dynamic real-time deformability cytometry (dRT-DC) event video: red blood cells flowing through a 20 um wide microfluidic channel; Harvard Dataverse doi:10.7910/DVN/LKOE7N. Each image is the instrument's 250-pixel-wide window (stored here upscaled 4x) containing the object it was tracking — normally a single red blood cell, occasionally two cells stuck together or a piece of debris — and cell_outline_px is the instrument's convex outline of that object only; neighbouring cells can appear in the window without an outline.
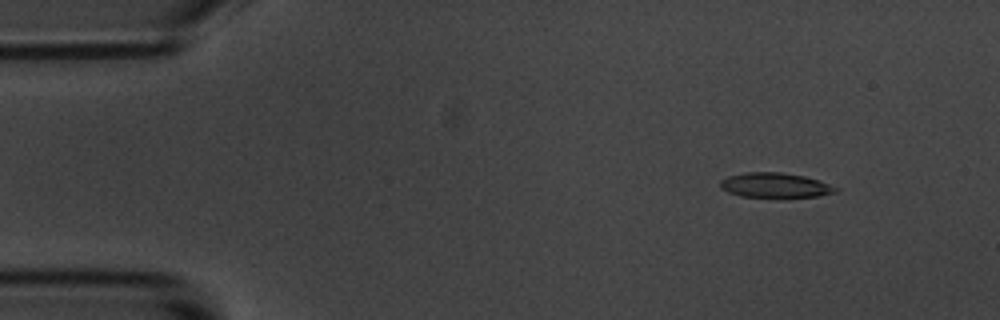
{"species": "common noctule bat (a hibernating species)", "species_latin": "Nyctalus noctula", "temperature_condition": "room temperature", "stored_images_in_passage": 4, "segment_of_instrument_passage": [1, 2], "camera_frame_rate_fps": 3000, "um_per_image_px": 0.085, "animal": {"sex": "male", "body_mass_g": 20.1, "forearm_length_mm": 53.5}, "frame": {"image": 1, "passage_image": 1, "time_ms": 0.0, "image_size_px": [1000, 320], "cell_outline_px": [[840, 188], [836, 192], [820, 196], [784, 200], [740, 196], [728, 192], [720, 188], [720, 180], [728, 176], [744, 172], [780, 172], [804, 176], [820, 180]], "centroid_in_image_um": [65.92, 15.79], "position_along_channel_um": 19.1, "area_um2": 17.69}}
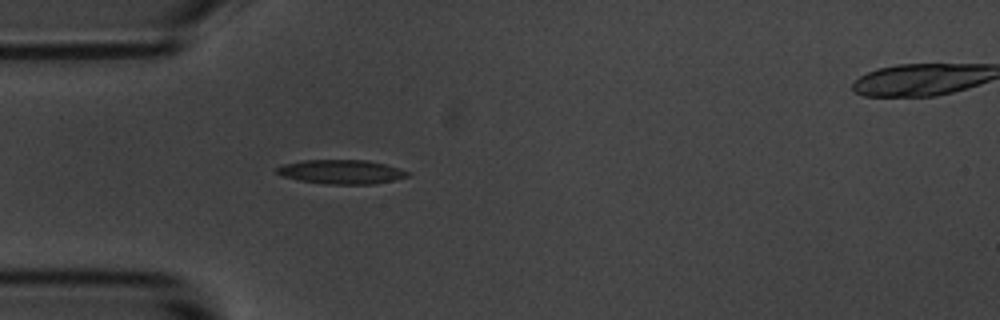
{"frame": {"image": 2, "passage_image": 3, "time_ms": 3.333, "image_size_px": [1000, 320], "cell_outline_px": [[412, 172], [408, 176], [392, 180], [372, 184], [328, 184], [300, 180], [280, 176], [276, 172], [276, 168], [280, 164], [304, 160], [368, 160], [400, 168]], "centroid_in_image_um": [28.99, 14.6], "position_along_channel_um": 56.0, "area_um2": 18.44}}